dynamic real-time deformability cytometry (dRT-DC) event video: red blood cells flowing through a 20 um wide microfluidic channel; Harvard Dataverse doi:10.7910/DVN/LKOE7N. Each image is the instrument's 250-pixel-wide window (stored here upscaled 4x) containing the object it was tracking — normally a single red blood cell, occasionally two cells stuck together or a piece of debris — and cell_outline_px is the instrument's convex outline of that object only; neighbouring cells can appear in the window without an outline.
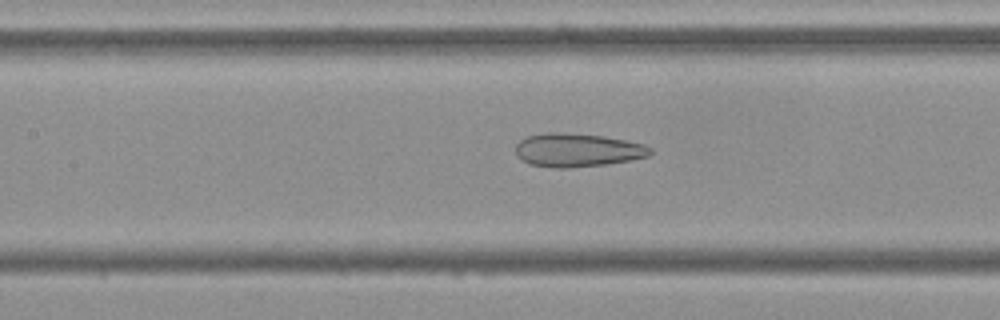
{"species": "Egyptian fruit bat (a non-hibernating species)", "species_latin": "Rousettus aegyptiacus", "temperature_condition": "cold", "stored_images_in_passage": 32, "camera_frame_rate_fps": 3000, "um_per_image_px": 0.085, "frame": {"image": 1, "passage_image": 12, "time_ms": 3.667, "image_size_px": [1000, 320], "cell_outline_px": [[652, 152], [648, 156], [632, 160], [608, 164], [568, 168], [552, 168], [528, 164], [520, 160], [516, 156], [516, 144], [520, 140], [528, 136], [544, 132], [564, 132], [604, 136], [628, 140], [644, 144], [652, 148]], "centroid_in_image_um": [49.07, 12.76], "position_along_channel_um": 158.3, "area_um2": 26.76}}
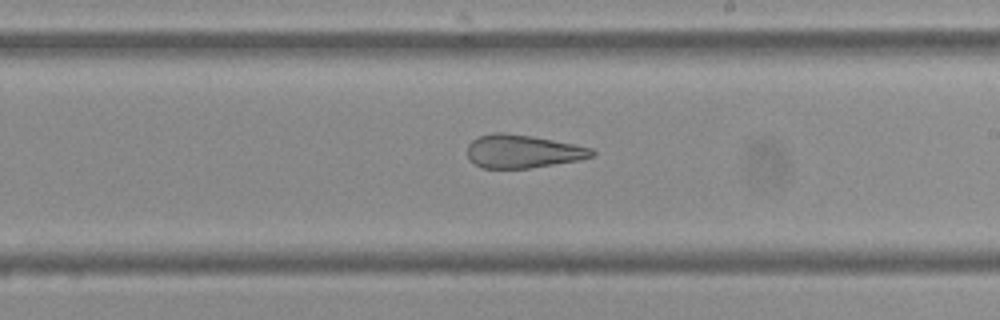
{"frame": {"image": 2, "passage_image": 19, "time_ms": 6.0, "image_size_px": [1000, 320], "cell_outline_px": [[596, 156], [580, 160], [528, 168], [480, 168], [468, 156], [468, 144], [472, 140], [480, 136], [492, 132], [504, 132], [532, 136], [592, 148], [596, 152]], "centroid_in_image_um": [44.45, 12.86], "position_along_channel_um": 244.6, "area_um2": 24.04}}
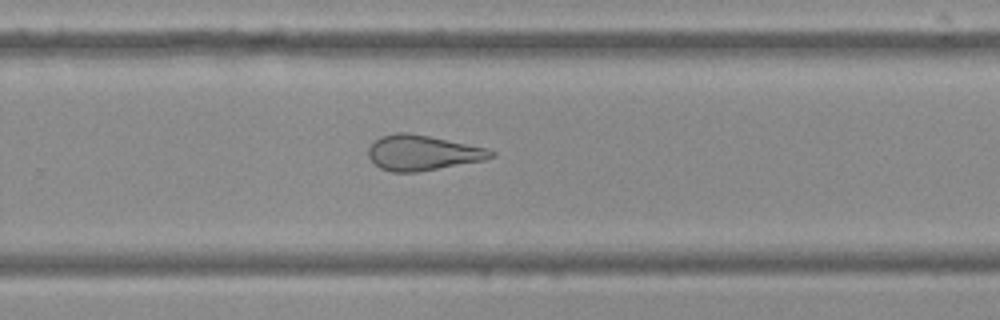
{"frame": {"image": 3, "passage_image": 23, "time_ms": 7.333, "image_size_px": [1000, 320], "cell_outline_px": [[496, 156], [484, 160], [416, 172], [392, 172], [380, 168], [368, 156], [368, 148], [380, 136], [396, 132], [408, 132], [428, 136], [484, 148], [496, 152]], "centroid_in_image_um": [35.89, 12.98], "position_along_channel_um": 293.9, "area_um2": 24.8}}